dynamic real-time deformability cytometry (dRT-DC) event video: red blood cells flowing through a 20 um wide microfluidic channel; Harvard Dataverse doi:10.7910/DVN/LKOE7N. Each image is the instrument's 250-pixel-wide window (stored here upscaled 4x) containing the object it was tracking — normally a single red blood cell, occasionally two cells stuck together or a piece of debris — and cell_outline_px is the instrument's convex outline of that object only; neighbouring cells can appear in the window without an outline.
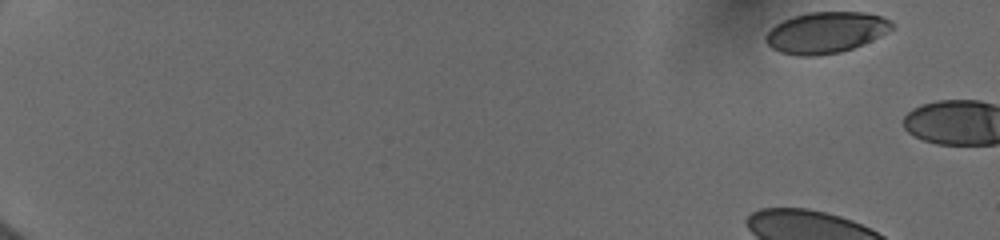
{"species": "human", "species_latin": "Homo sapiens", "temperature_condition": "cold", "stored_images_in_passage": 3, "camera_frame_rate_fps": 3000, "um_per_image_px": 0.085, "donor": {"sex": "female"}, "frame": {"image": 1, "passage_image": 1, "time_ms": 0.0, "image_size_px": [1000, 240], "cell_outline_px": [[892, 28], [888, 32], [872, 40], [852, 48], [840, 52], [812, 56], [800, 56], [780, 52], [772, 48], [764, 40], [764, 36], [776, 24], [792, 16], [808, 12], [864, 12], [884, 16], [892, 24]], "centroid_in_image_um": [70.18, 2.75], "position_along_channel_um": 14.8, "area_um2": 30.17}}